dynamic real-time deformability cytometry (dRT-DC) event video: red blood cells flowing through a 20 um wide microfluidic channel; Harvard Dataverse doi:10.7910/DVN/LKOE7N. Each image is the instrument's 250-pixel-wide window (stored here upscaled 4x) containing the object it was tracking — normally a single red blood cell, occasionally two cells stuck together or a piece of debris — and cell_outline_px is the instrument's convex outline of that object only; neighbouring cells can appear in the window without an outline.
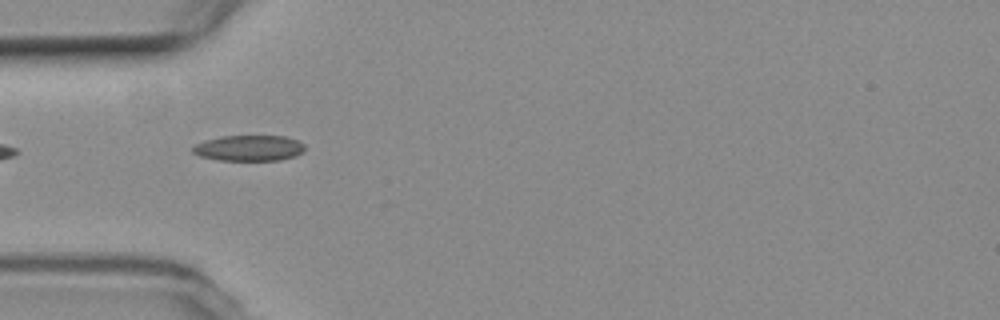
{"species": "common noctule bat (a hibernating species)", "species_latin": "Nyctalus noctula", "temperature_condition": "room temperature", "stored_images_in_passage": 3, "camera_frame_rate_fps": 3000, "um_per_image_px": 0.085, "animal": {"sex": "female", "body_mass_g": 19.3, "forearm_length_mm": 54.1}, "frame": {"image": 1, "passage_image": 2, "time_ms": 1.333, "image_size_px": [1000, 320], "cell_outline_px": [[304, 148], [296, 156], [280, 160], [220, 160], [200, 156], [192, 152], [192, 148], [196, 144], [204, 140], [220, 136], [284, 136], [296, 140], [304, 144]], "centroid_in_image_um": [21.14, 12.58], "position_along_channel_um": 63.9, "area_um2": 16.7}}
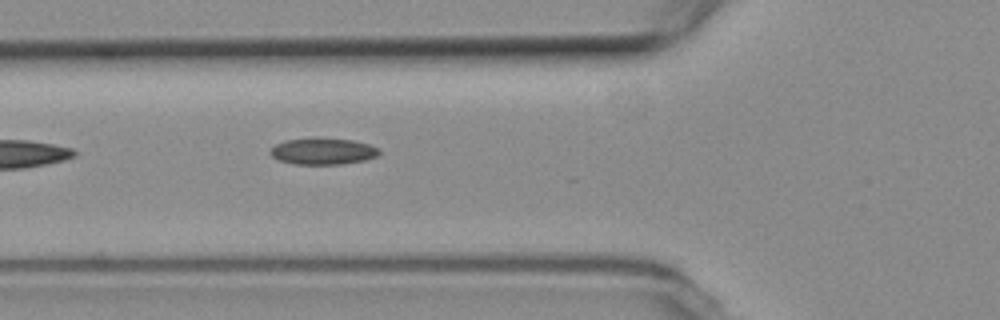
{"frame": {"image": 2, "passage_image": 3, "time_ms": 2.333, "image_size_px": [1000, 320], "cell_outline_px": [[380, 152], [376, 156], [364, 160], [340, 164], [292, 164], [280, 160], [272, 156], [268, 152], [276, 144], [284, 140], [316, 136], [352, 140], [368, 144], [380, 148]], "centroid_in_image_um": [27.42, 12.83], "position_along_channel_um": 98.4, "area_um2": 17.11}}